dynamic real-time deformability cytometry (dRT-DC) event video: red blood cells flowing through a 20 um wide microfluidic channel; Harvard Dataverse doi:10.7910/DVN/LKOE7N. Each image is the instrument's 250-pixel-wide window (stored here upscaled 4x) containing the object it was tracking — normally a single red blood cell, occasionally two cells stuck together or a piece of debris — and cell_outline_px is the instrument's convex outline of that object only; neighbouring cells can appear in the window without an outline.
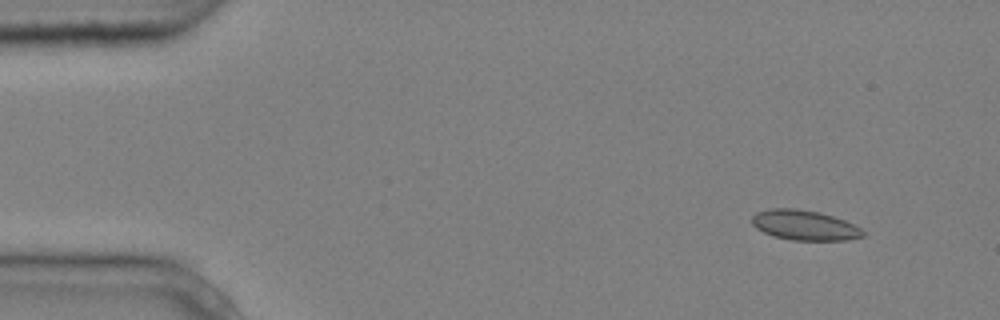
{"species": "common noctule bat (a hibernating species)", "species_latin": "Nyctalus noctula", "temperature_condition": "cold", "stored_images_in_passage": 3, "camera_frame_rate_fps": 3000, "um_per_image_px": 0.085, "animal": {"sex": "male", "body_mass_g": 20.4}, "frame": {"image": 1, "passage_image": 1, "time_ms": 0.0, "image_size_px": [1000, 320], "cell_outline_px": [[864, 236], [848, 240], [792, 240], [772, 236], [756, 228], [752, 224], [752, 216], [756, 212], [772, 208], [796, 208], [816, 212], [832, 216], [844, 220], [860, 228], [864, 232]], "centroid_in_image_um": [68.35, 19.15], "position_along_channel_um": 16.6, "area_um2": 19.31}}